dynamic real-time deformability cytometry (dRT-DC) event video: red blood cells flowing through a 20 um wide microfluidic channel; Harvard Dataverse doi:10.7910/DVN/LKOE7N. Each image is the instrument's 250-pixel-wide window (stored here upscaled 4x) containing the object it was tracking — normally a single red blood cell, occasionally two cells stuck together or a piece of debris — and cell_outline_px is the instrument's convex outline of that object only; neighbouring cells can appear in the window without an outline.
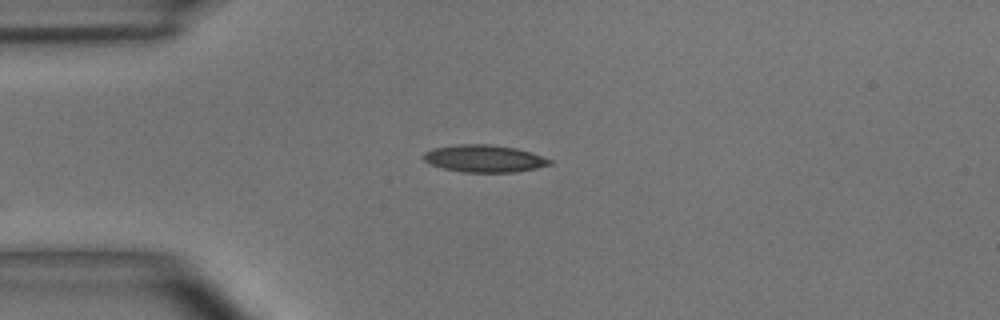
{"species": "common noctule bat (a hibernating species)", "species_latin": "Nyctalus noctula", "temperature_condition": "room temperature", "stored_images_in_passage": 39, "camera_frame_rate_fps": 3000, "um_per_image_px": 0.085, "animal": {"sex": "male", "body_mass_g": 15.6}, "frame": {"image": 1, "passage_image": 1, "time_ms": 0.0, "image_size_px": [1000, 320], "cell_outline_px": [[552, 164], [536, 168], [512, 172], [464, 172], [444, 168], [432, 164], [424, 160], [424, 152], [432, 148], [456, 144], [488, 144], [516, 148], [552, 160]], "centroid_in_image_um": [41.13, 13.47], "position_along_channel_um": 43.9, "area_um2": 19.77}}
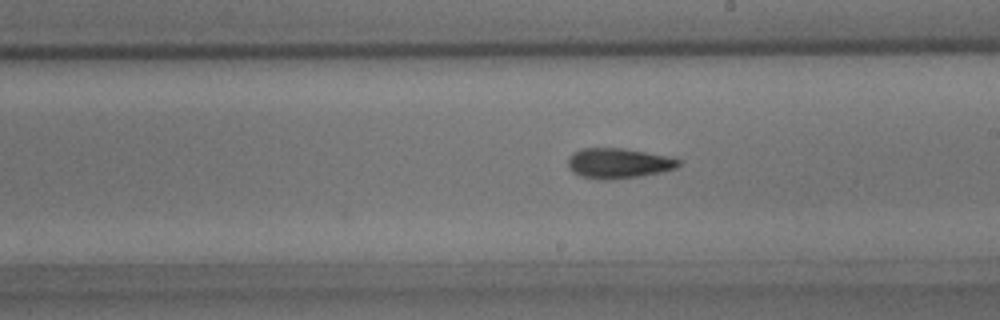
{"frame": {"image": 2, "passage_image": 17, "time_ms": 5.333, "image_size_px": [1000, 320], "cell_outline_px": [[680, 164], [676, 168], [660, 172], [636, 176], [604, 180], [580, 176], [572, 172], [568, 164], [568, 160], [572, 152], [580, 148], [624, 148], [664, 156], [680, 160]], "centroid_in_image_um": [52.5, 13.86], "position_along_channel_um": 236.5, "area_um2": 19.13}}
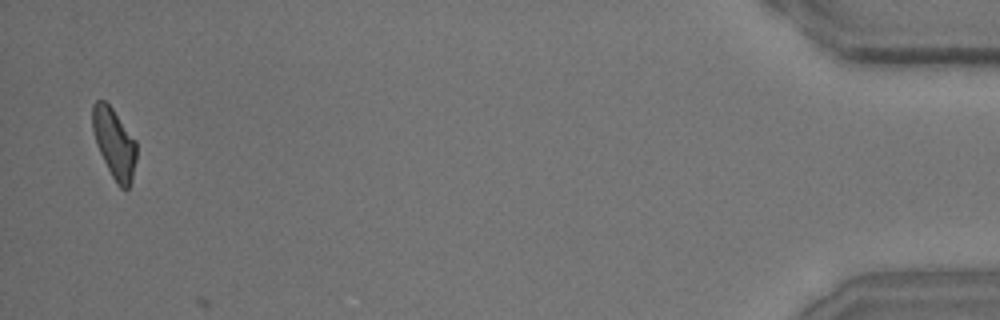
{"frame": {"image": 3, "passage_image": 38, "time_ms": 12.333, "image_size_px": [1000, 320], "cell_outline_px": [[136, 160], [132, 180], [128, 188], [120, 188], [116, 184], [96, 144], [92, 128], [92, 104], [96, 100], [104, 100], [112, 108], [136, 140]], "centroid_in_image_um": [9.71, 12.17], "position_along_channel_um": 425.5, "area_um2": 17.86}}